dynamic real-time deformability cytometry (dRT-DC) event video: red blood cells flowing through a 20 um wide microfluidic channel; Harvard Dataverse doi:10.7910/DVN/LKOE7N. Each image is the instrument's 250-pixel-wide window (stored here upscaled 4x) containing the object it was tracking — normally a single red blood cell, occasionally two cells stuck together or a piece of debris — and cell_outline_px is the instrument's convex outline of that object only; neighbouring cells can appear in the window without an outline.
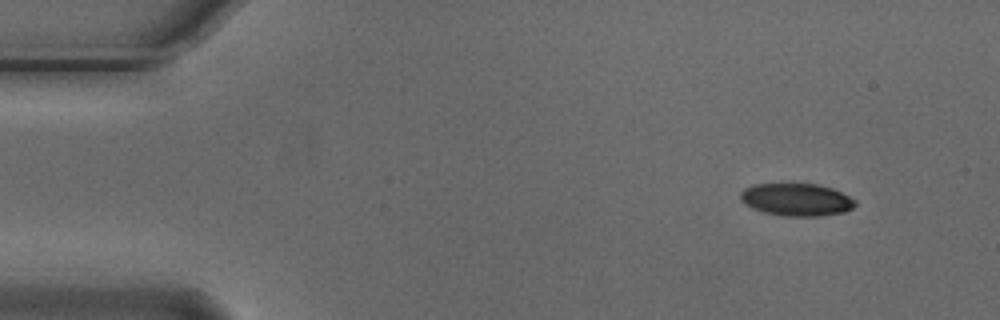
{"species": "Egyptian fruit bat (a non-hibernating species)", "species_latin": "Rousettus aegyptiacus", "temperature_condition": "cold", "stored_images_in_passage": 3, "camera_frame_rate_fps": 3000, "um_per_image_px": 0.085, "animal": {"sex": "male"}, "frame": {"image": 1, "passage_image": 1, "time_ms": 0.0, "image_size_px": [1000, 320], "cell_outline_px": [[856, 204], [852, 208], [844, 212], [820, 216], [788, 216], [764, 212], [752, 208], [744, 204], [740, 200], [740, 192], [744, 188], [752, 184], [816, 184], [832, 188], [856, 200]], "centroid_in_image_um": [67.67, 16.96], "position_along_channel_um": 17.3, "area_um2": 21.73}}
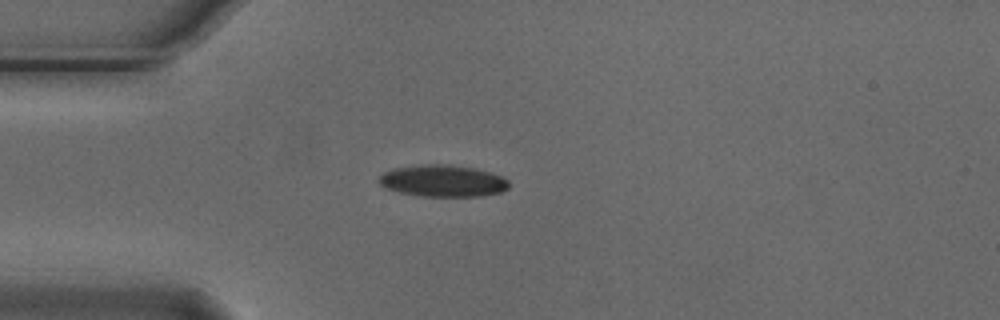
{"frame": {"image": 2, "passage_image": 3, "time_ms": 0.667, "image_size_px": [1000, 320], "cell_outline_px": [[508, 188], [500, 192], [480, 196], [420, 196], [400, 192], [384, 188], [380, 184], [380, 176], [384, 172], [392, 168], [420, 164], [452, 164], [472, 168], [488, 172], [500, 176], [508, 180]], "centroid_in_image_um": [37.6, 15.37], "position_along_channel_um": 47.4, "area_um2": 23.99}}